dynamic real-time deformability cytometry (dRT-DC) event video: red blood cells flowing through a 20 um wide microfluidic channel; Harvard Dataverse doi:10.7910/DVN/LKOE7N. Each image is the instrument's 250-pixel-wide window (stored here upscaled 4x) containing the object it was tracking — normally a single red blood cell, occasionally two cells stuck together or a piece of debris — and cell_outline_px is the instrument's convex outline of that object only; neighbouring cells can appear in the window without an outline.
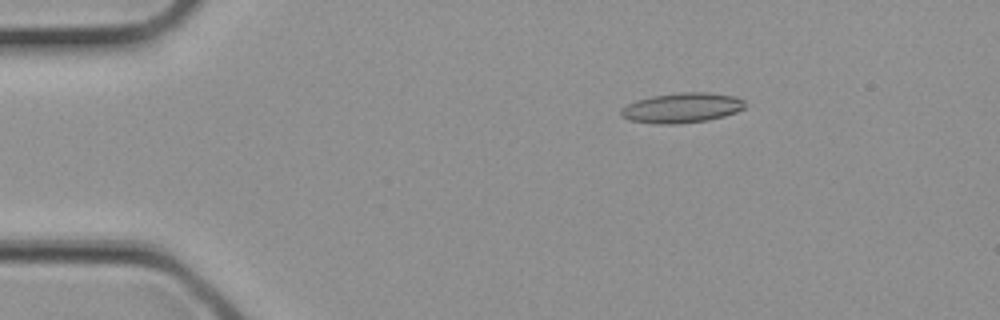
{"species": "common noctule bat (a hibernating species)", "species_latin": "Nyctalus noctula", "temperature_condition": "cold", "stored_images_in_passage": 2, "camera_frame_rate_fps": 3000, "um_per_image_px": 0.085, "animal": {"sex": "female", "body_mass_g": 21.9}, "frame": {"image": 1, "passage_image": 1, "time_ms": 0.0, "image_size_px": [1000, 320], "cell_outline_px": [[744, 108], [736, 112], [724, 116], [708, 120], [676, 124], [656, 124], [628, 120], [620, 116], [620, 108], [636, 100], [652, 96], [680, 92], [708, 92], [736, 96], [744, 100]], "centroid_in_image_um": [57.94, 9.16], "position_along_channel_um": 27.1, "area_um2": 21.85}}
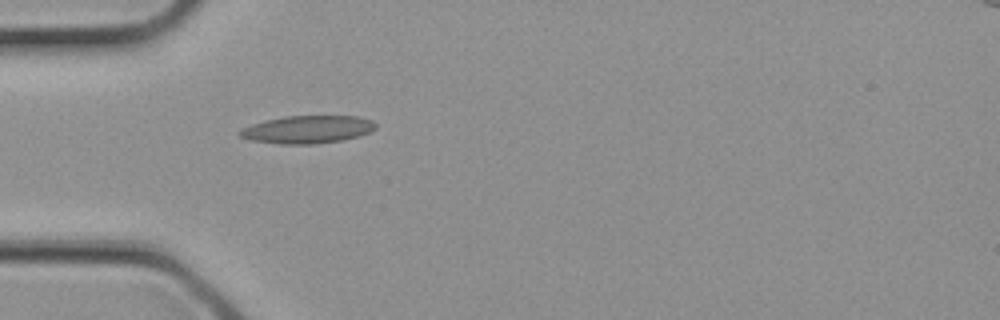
{"frame": {"image": 2, "passage_image": 2, "time_ms": 0.333, "image_size_px": [1000, 320], "cell_outline_px": [[376, 128], [360, 136], [344, 140], [316, 144], [280, 144], [252, 140], [240, 136], [236, 132], [240, 128], [264, 120], [284, 116], [360, 116], [372, 120], [376, 124]], "centroid_in_image_um": [26.13, 11.0], "position_along_channel_um": 58.9, "area_um2": 22.2}}